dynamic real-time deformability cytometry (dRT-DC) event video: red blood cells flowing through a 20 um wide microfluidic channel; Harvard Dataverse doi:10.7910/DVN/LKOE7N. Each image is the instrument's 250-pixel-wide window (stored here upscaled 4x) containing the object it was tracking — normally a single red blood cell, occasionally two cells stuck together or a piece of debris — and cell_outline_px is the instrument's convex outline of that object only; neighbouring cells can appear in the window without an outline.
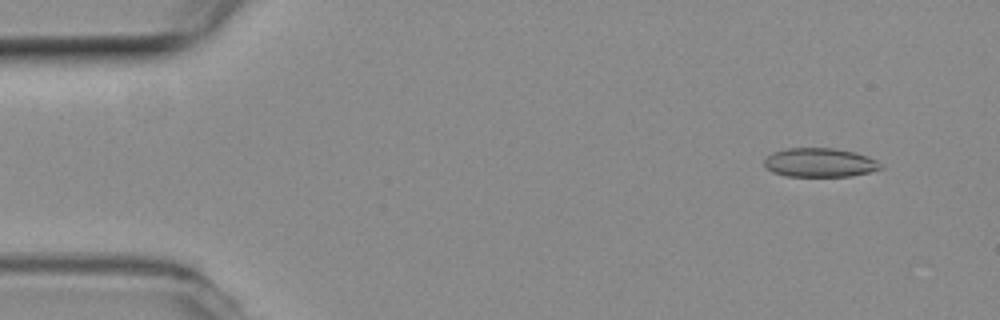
{"species": "common noctule bat (a hibernating species)", "species_latin": "Nyctalus noctula", "temperature_condition": "room temperature", "stored_images_in_passage": 53, "camera_frame_rate_fps": 3000, "um_per_image_px": 0.085, "animal": {"sex": "female", "body_mass_g": 19.3, "forearm_length_mm": 54.1}, "frame": {"image": 1, "passage_image": 5, "time_ms": 1.333, "image_size_px": [1000, 320], "cell_outline_px": [[884, 168], [852, 176], [788, 176], [772, 172], [764, 164], [764, 160], [772, 152], [788, 148], [836, 148], [856, 152], [868, 156], [884, 164]], "centroid_in_image_um": [69.73, 13.81], "position_along_channel_um": 15.3, "area_um2": 19.77}}
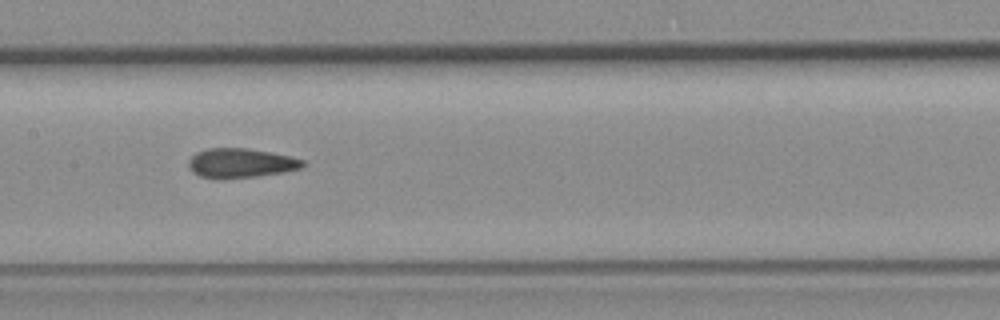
{"frame": {"image": 2, "passage_image": 26, "time_ms": 8.333, "image_size_px": [1000, 320], "cell_outline_px": [[308, 164], [304, 168], [284, 172], [256, 176], [220, 180], [200, 176], [192, 172], [188, 168], [188, 160], [196, 152], [208, 148], [248, 148], [288, 156], [304, 160]], "centroid_in_image_um": [20.45, 13.88], "position_along_channel_um": 186.9, "area_um2": 19.88}}
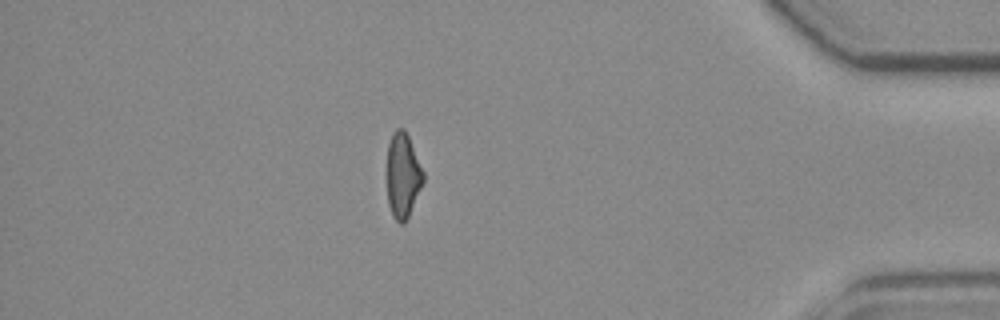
{"frame": {"image": 3, "passage_image": 46, "time_ms": 15.0, "image_size_px": [1000, 320], "cell_outline_px": [[424, 180], [408, 216], [404, 224], [400, 224], [392, 216], [388, 204], [388, 144], [392, 132], [396, 128], [404, 128], [408, 136], [424, 172]], "centroid_in_image_um": [34.24, 14.9], "position_along_channel_um": 401.0, "area_um2": 17.74}, "authors_computed_cell_mechanics": {"area_um2": 19.7676, "velocity_mm_per_s": 3.8896, "shape_relaxation_time_tau1_ms": null, "shape_relaxation_time_tau2_ms": 3.285, "deformation_change_tau1": null, "deformation_change_tau2": 0.1033}}